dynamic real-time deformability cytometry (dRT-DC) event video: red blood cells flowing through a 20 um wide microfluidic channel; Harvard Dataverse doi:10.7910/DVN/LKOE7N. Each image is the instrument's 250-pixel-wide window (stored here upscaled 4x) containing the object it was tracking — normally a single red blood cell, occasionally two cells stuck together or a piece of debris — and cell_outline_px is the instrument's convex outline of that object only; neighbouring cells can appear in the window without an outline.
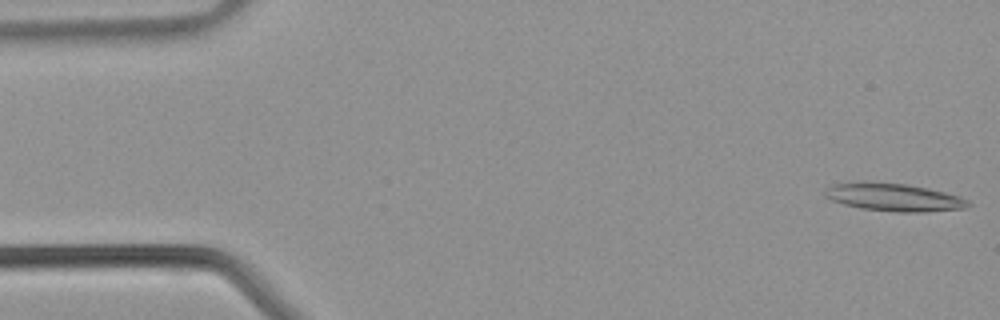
{"species": "common noctule bat (a hibernating species)", "species_latin": "Nyctalus noctula", "temperature_condition": "warm", "stored_images_in_passage": 41, "camera_frame_rate_fps": 3000, "um_per_image_px": 0.085, "animal": {"sex": "male", "body_mass_g": 21.5, "forearm_length_mm": 52.0}, "frame": {"image": 1, "passage_image": 1, "time_ms": 0.0, "image_size_px": [1000, 320], "cell_outline_px": [[972, 204], [964, 208], [924, 212], [896, 212], [860, 208], [844, 204], [832, 200], [824, 196], [824, 188], [832, 184], [904, 184], [928, 188], [960, 196], [968, 200]], "centroid_in_image_um": [76.03, 16.8], "position_along_channel_um": 9.0, "area_um2": 22.48}}
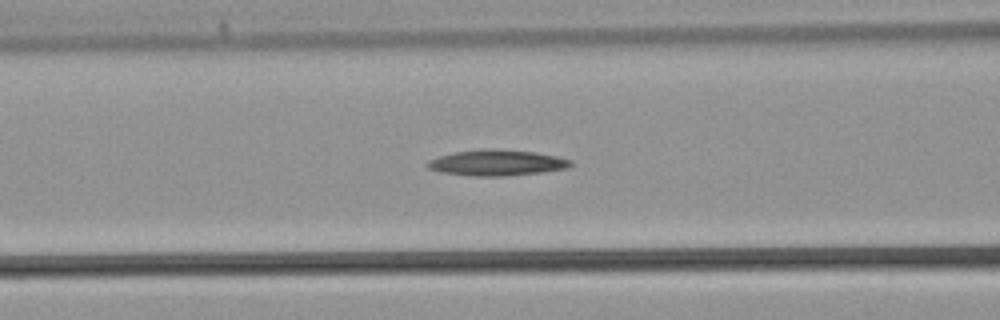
{"frame": {"image": 2, "passage_image": 16, "time_ms": 5.0, "image_size_px": [1000, 320], "cell_outline_px": [[572, 164], [568, 168], [540, 172], [504, 176], [472, 176], [440, 172], [428, 168], [424, 164], [428, 160], [440, 156], [456, 152], [488, 148], [492, 148], [536, 152], [556, 156], [572, 160]], "centroid_in_image_um": [42.21, 13.83], "position_along_channel_um": 124.4, "area_um2": 21.56}}
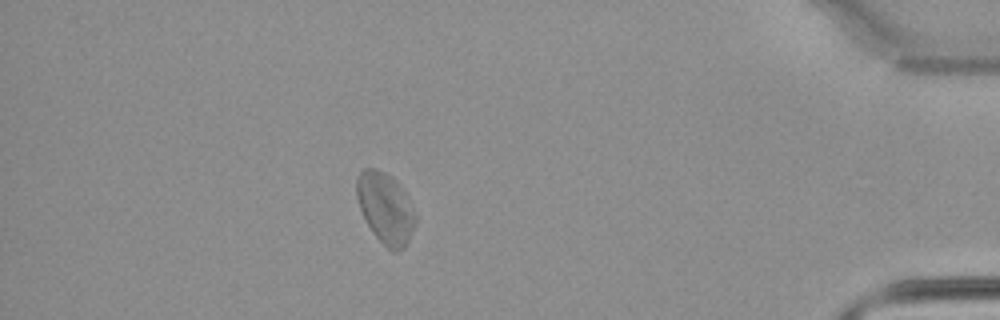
{"frame": {"image": 3, "passage_image": 36, "time_ms": 11.667, "image_size_px": [1000, 320], "cell_outline_px": [[416, 224], [404, 248], [396, 252], [392, 252], [372, 232], [360, 208], [356, 196], [356, 176], [364, 168], [376, 168], [384, 172], [404, 192], [416, 216]], "centroid_in_image_um": [32.74, 17.71], "position_along_channel_um": 402.5, "area_um2": 23.76}}